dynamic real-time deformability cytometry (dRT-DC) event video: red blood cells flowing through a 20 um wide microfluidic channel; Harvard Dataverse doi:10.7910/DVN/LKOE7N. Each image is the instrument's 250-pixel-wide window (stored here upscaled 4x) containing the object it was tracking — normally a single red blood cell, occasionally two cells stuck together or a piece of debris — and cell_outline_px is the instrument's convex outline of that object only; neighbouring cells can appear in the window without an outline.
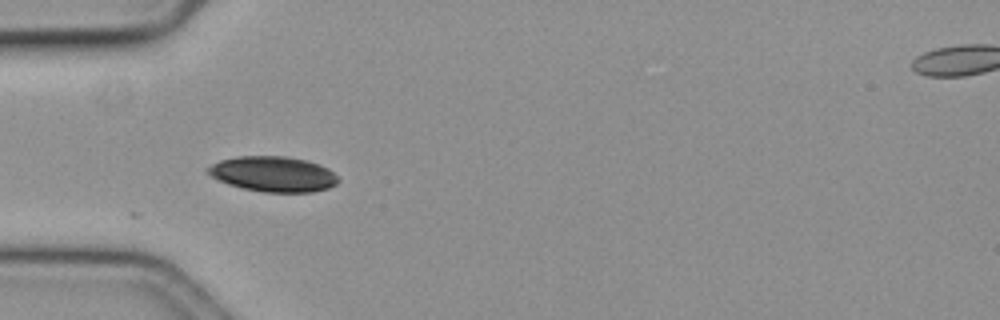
{"species": "common noctule bat (a hibernating species)", "species_latin": "Nyctalus noctula", "temperature_condition": "cold", "stored_images_in_passage": 6, "camera_frame_rate_fps": 3000, "um_per_image_px": 0.085, "animal": {"sex": "female", "body_mass_g": 19.3, "forearm_length_mm": 54.1}, "frame": {"image": 1, "passage_image": 1, "time_ms": 0.0, "image_size_px": [1000, 320], "cell_outline_px": [[340, 180], [336, 184], [328, 188], [312, 192], [264, 192], [244, 188], [228, 184], [216, 180], [204, 172], [204, 168], [220, 160], [240, 156], [284, 156], [304, 160], [320, 164], [328, 168]], "centroid_in_image_um": [23.17, 14.79], "position_along_channel_um": 61.8, "area_um2": 26.93}}